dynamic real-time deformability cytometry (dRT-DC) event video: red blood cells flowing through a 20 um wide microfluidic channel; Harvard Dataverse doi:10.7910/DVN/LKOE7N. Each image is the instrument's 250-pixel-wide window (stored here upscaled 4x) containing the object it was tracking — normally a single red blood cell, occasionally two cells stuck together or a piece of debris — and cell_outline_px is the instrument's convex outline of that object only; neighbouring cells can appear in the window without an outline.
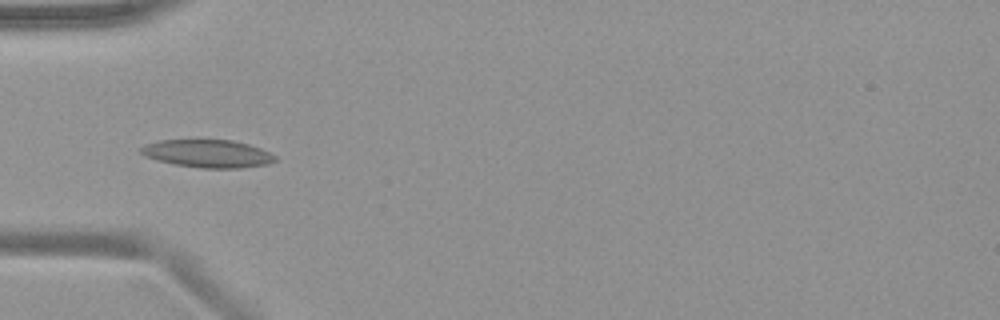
{"species": "common noctule bat (a hibernating species)", "species_latin": "Nyctalus noctula", "temperature_condition": "warm", "stored_images_in_passage": 38, "camera_frame_rate_fps": 3000, "um_per_image_px": 0.085, "animal": {"sex": "female", "body_mass_g": 19.9}, "frame": {"image": 1, "passage_image": 1, "time_ms": 0.0, "image_size_px": [1000, 320], "cell_outline_px": [[276, 160], [268, 164], [240, 168], [200, 168], [176, 164], [156, 160], [144, 156], [140, 152], [140, 148], [144, 144], [160, 140], [232, 140], [248, 144], [260, 148], [276, 156]], "centroid_in_image_um": [17.64, 13.05], "position_along_channel_um": 67.4, "area_um2": 21.73}}
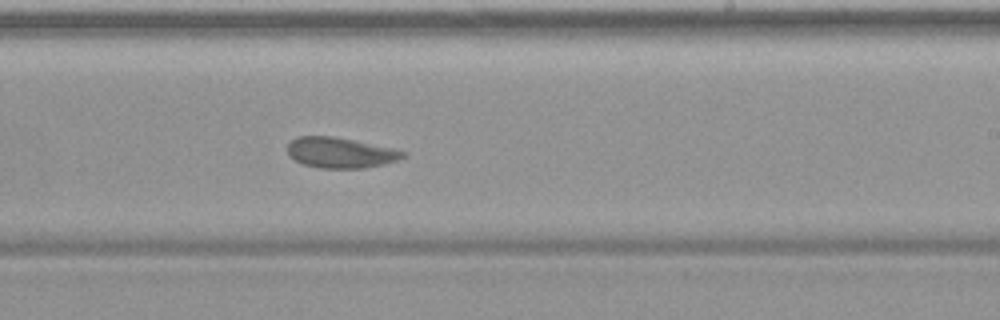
{"frame": {"image": 2, "passage_image": 17, "time_ms": 5.333, "image_size_px": [1000, 320], "cell_outline_px": [[408, 152], [404, 156], [396, 160], [384, 164], [364, 168], [320, 168], [304, 164], [288, 156], [288, 144], [296, 136], [332, 136], [392, 148]], "centroid_in_image_um": [28.91, 12.98], "position_along_channel_um": 260.1, "area_um2": 20.35}}
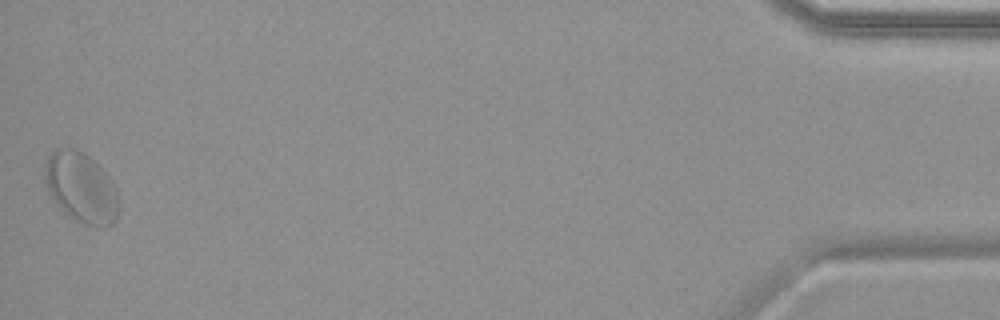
{"frame": {"image": 3, "passage_image": 38, "time_ms": 12.333, "image_size_px": [1000, 320], "cell_outline_px": [[120, 208], [116, 220], [112, 224], [88, 224], [72, 220], [60, 208], [48, 192], [44, 180], [44, 168], [48, 156], [56, 148], [76, 148], [88, 156], [112, 180], [120, 196]], "centroid_in_image_um": [6.9, 15.94], "position_along_channel_um": 428.3, "area_um2": 30.35}, "authors_computed_cell_mechanics": {"area_um2": 20.9236, "velocity_mm_per_s": 3.6385, "shape_relaxation_time_tau1_ms": null, "shape_relaxation_time_tau2_ms": 1.7821, "deformation_change_tau1": null, "deformation_change_tau2": 0.0644}}